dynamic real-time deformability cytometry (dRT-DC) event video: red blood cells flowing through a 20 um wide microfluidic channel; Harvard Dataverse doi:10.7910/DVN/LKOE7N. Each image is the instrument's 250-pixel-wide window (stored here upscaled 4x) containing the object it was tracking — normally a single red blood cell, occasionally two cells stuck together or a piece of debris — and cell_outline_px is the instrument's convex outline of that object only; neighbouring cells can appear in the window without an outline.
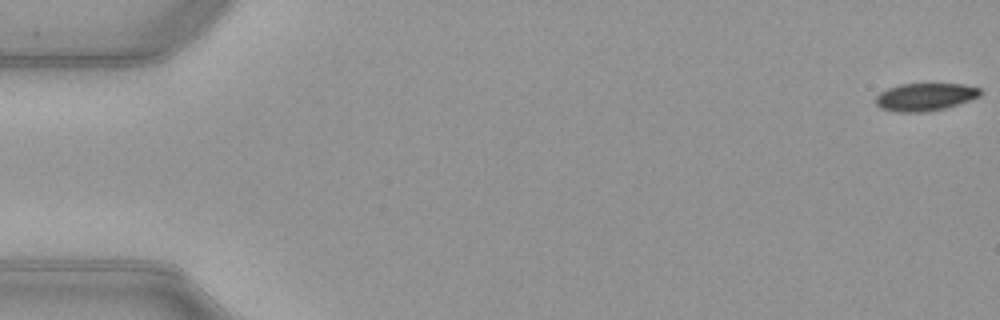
{"species": "common noctule bat (a hibernating species)", "species_latin": "Nyctalus noctula", "temperature_condition": "warm", "stored_images_in_passage": 52, "camera_frame_rate_fps": 3000, "um_per_image_px": 0.085, "animal": {"sex": "female", "body_mass_g": 21.9}, "frame": {"image": 1, "passage_image": 1, "time_ms": 0.0, "image_size_px": [1000, 320], "cell_outline_px": [[980, 96], [944, 108], [924, 112], [896, 112], [880, 108], [876, 104], [876, 96], [880, 92], [888, 88], [900, 84], [964, 84], [980, 88]], "centroid_in_image_um": [78.59, 8.23], "position_along_channel_um": 6.4, "area_um2": 16.7}}
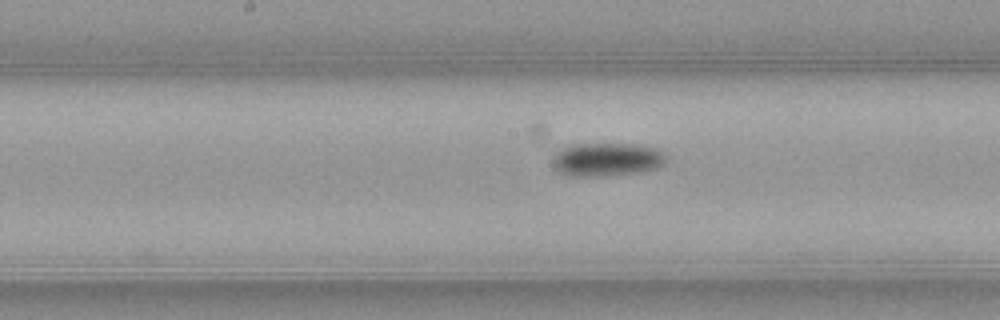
{"frame": {"image": 2, "passage_image": 27, "time_ms": 8.667, "image_size_px": [1000, 320], "cell_outline_px": [[668, 160], [664, 164], [656, 168], [640, 172], [600, 176], [572, 176], [560, 172], [556, 168], [552, 160], [552, 152], [568, 144], [636, 144], [656, 148], [664, 152], [668, 156]], "centroid_in_image_um": [51.58, 13.53], "position_along_channel_um": 196.6, "area_um2": 22.48}}
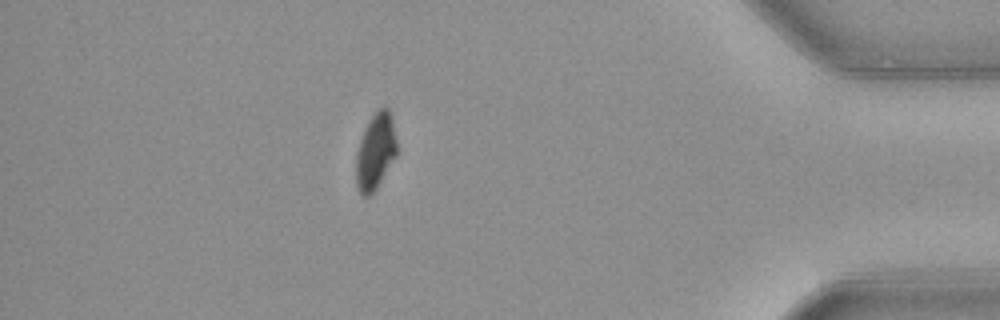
{"frame": {"image": 3, "passage_image": 46, "time_ms": 15.0, "image_size_px": [1000, 320], "cell_outline_px": [[396, 156], [376, 188], [368, 196], [364, 196], [360, 192], [356, 184], [356, 152], [360, 140], [368, 120], [384, 104], [388, 108], [392, 116], [396, 140]], "centroid_in_image_um": [31.91, 12.83], "position_along_channel_um": 403.3, "area_um2": 17.98}, "authors_computed_cell_mechanics": {"area_um2": 19.2185, "velocity_mm_per_s": 3.9981, "shape_relaxation_time_tau1_ms": 4.1813, "shape_relaxation_time_tau2_ms": null, "deformation_change_tau1": 0.1056, "deformation_change_tau2": null}}